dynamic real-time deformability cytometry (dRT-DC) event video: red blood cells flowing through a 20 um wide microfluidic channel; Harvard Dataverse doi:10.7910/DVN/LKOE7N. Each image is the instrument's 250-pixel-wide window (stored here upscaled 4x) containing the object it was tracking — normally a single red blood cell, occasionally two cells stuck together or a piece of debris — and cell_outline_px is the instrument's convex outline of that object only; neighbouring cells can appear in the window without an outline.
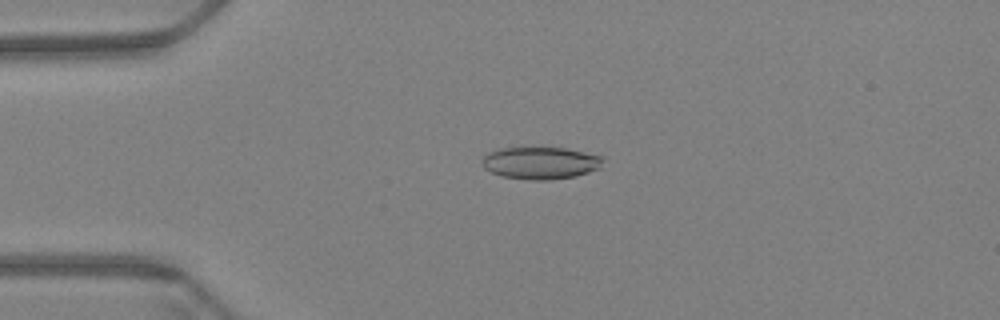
{"species": "Egyptian fruit bat (a non-hibernating species)", "species_latin": "Rousettus aegyptiacus", "temperature_condition": "warm", "stored_images_in_passage": 60, "camera_frame_rate_fps": 3000, "um_per_image_px": 0.085, "animal": {"sex": "female"}, "frame": {"image": 1, "passage_image": 15, "time_ms": 4.667, "image_size_px": [1000, 320], "cell_outline_px": [[604, 160], [600, 168], [576, 176], [548, 180], [532, 180], [500, 176], [484, 168], [480, 164], [480, 160], [488, 152], [500, 148], [568, 148], [604, 156]], "centroid_in_image_um": [45.94, 13.85], "position_along_channel_um": 39.1, "area_um2": 22.95}}
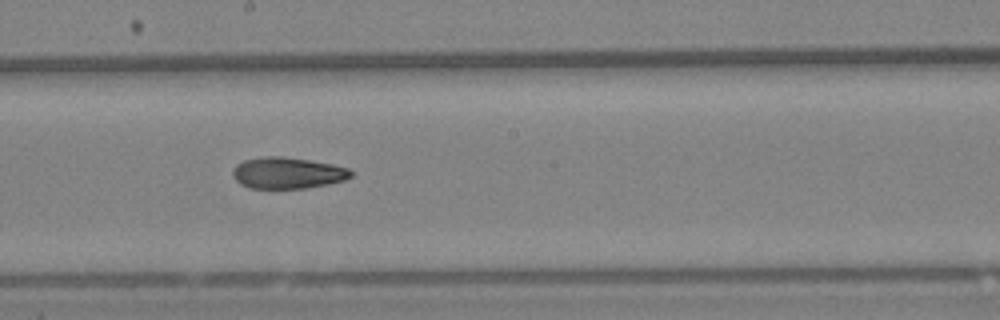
{"frame": {"image": 2, "passage_image": 34, "time_ms": 11.0, "image_size_px": [1000, 320], "cell_outline_px": [[352, 176], [344, 180], [328, 184], [304, 188], [248, 188], [240, 184], [232, 176], [232, 172], [236, 164], [244, 160], [264, 156], [284, 156], [332, 164], [348, 168], [352, 172]], "centroid_in_image_um": [24.41, 14.7], "position_along_channel_um": 223.8, "area_um2": 21.62}}
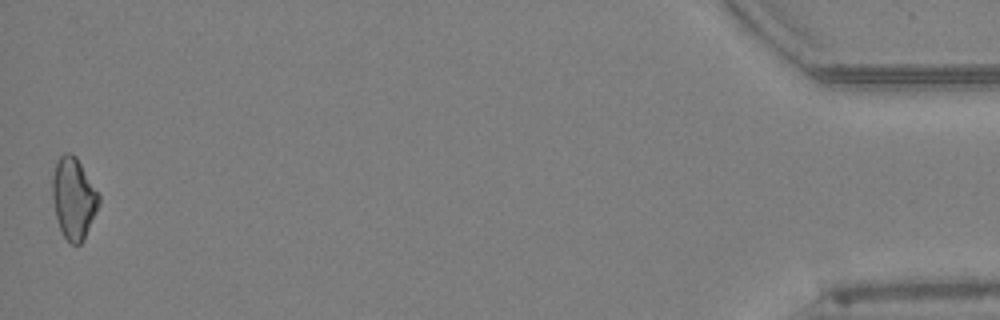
{"frame": {"image": 3, "passage_image": 60, "time_ms": 19.667, "image_size_px": [1000, 320], "cell_outline_px": [[100, 204], [84, 240], [80, 244], [72, 244], [64, 236], [60, 228], [56, 216], [52, 196], [52, 176], [56, 160], [64, 152], [72, 152], [76, 156], [100, 196]], "centroid_in_image_um": [6.26, 16.83], "position_along_channel_um": 428.9, "area_um2": 22.08}, "authors_computed_cell_mechanics": {"area_um2": 22.1374, "velocity_mm_per_s": 3.4459, "shape_relaxation_time_tau1_ms": null, "shape_relaxation_time_tau2_ms": 5.9403, "deformation_change_tau1": null, "deformation_change_tau2": 0.1305}}